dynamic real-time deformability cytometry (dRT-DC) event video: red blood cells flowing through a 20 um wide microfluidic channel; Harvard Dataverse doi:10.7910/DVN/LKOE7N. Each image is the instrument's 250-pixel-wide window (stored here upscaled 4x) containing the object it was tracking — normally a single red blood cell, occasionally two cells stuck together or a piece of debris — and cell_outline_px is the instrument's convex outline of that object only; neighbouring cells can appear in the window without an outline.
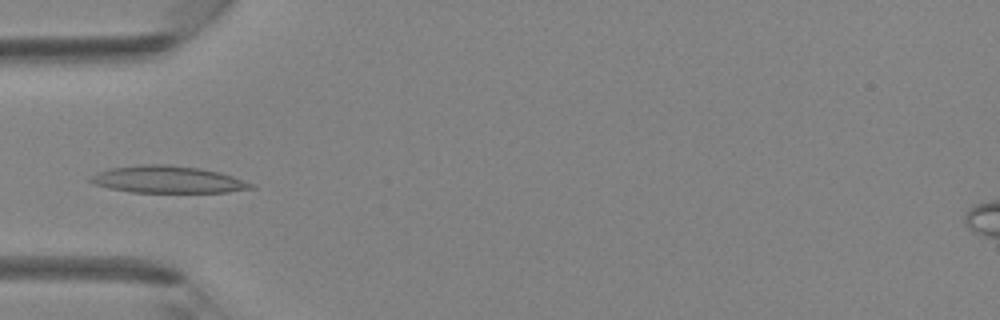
{"species": "Egyptian fruit bat (a non-hibernating species)", "species_latin": "Rousettus aegyptiacus", "temperature_condition": "room temperature", "stored_images_in_passage": 42, "camera_frame_rate_fps": 3000, "um_per_image_px": 0.085, "animal": {"sex": "female"}, "frame": {"image": 1, "passage_image": 14, "time_ms": 4.333, "image_size_px": [1000, 320], "cell_outline_px": [[256, 188], [228, 192], [132, 192], [108, 188], [92, 184], [88, 180], [88, 176], [96, 172], [108, 168], [140, 164], [164, 164], [200, 168], [220, 172], [256, 184]], "centroid_in_image_um": [14.22, 15.25], "position_along_channel_um": 70.8, "area_um2": 25.66}}
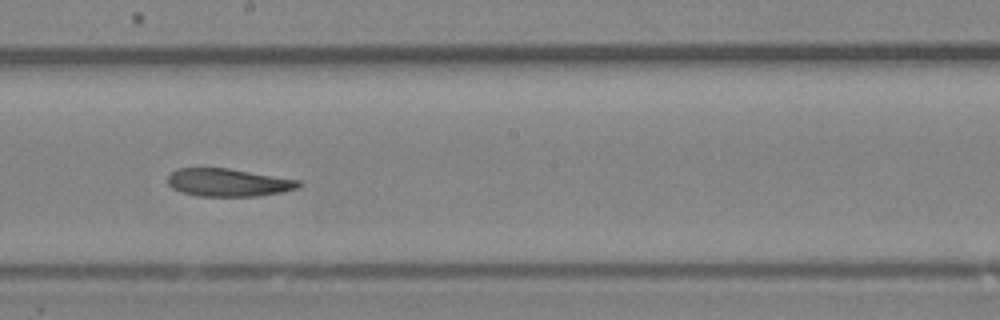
{"frame": {"image": 2, "passage_image": 24, "time_ms": 7.667, "image_size_px": [1000, 320], "cell_outline_px": [[304, 184], [300, 188], [284, 192], [256, 196], [196, 196], [180, 192], [172, 188], [168, 184], [168, 176], [176, 168], [228, 168], [300, 180]], "centroid_in_image_um": [19.43, 15.52], "position_along_channel_um": 228.8, "area_um2": 21.5}}
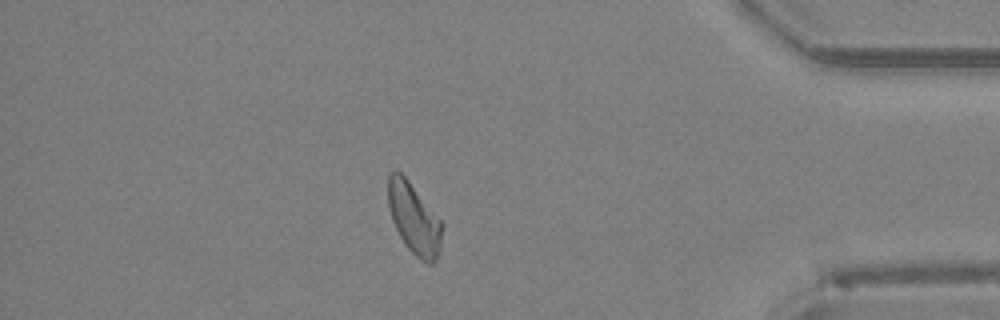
{"frame": {"image": 3, "passage_image": 37, "time_ms": 12.0, "image_size_px": [1000, 320], "cell_outline_px": [[444, 224], [440, 248], [436, 260], [432, 264], [428, 264], [416, 256], [408, 248], [400, 236], [392, 220], [388, 204], [388, 176], [396, 168], [408, 180]], "centroid_in_image_um": [35.2, 18.59], "position_along_channel_um": 400.0, "area_um2": 22.2}}